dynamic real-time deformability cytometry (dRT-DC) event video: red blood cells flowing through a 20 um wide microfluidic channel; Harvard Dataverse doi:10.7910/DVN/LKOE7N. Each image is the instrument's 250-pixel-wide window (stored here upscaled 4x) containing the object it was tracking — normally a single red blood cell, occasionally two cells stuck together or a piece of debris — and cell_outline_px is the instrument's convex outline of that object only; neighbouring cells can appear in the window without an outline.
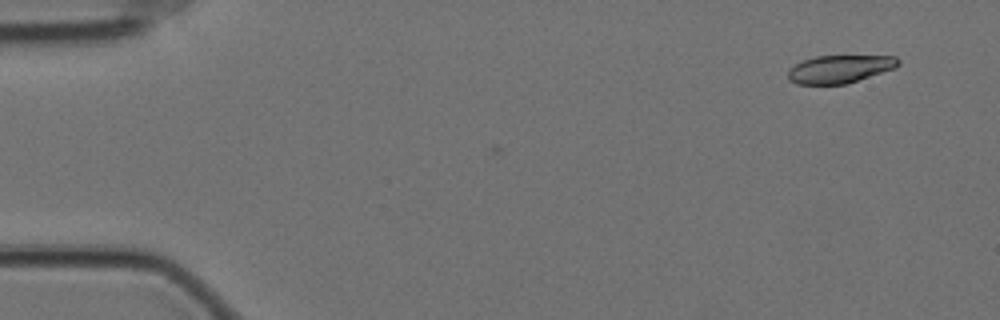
{"species": "Egyptian fruit bat (a non-hibernating species)", "species_latin": "Rousettus aegyptiacus", "temperature_condition": "cold", "stored_images_in_passage": 4, "camera_frame_rate_fps": 3000, "um_per_image_px": 0.085, "animal": {"sex": "female"}, "frame": {"image": 1, "passage_image": 1, "time_ms": 0.0, "image_size_px": [1000, 320], "cell_outline_px": [[900, 64], [896, 68], [844, 84], [796, 84], [788, 80], [788, 68], [804, 60], [816, 56], [896, 56], [900, 60]], "centroid_in_image_um": [71.37, 5.86], "position_along_channel_um": 13.6, "area_um2": 17.86}}